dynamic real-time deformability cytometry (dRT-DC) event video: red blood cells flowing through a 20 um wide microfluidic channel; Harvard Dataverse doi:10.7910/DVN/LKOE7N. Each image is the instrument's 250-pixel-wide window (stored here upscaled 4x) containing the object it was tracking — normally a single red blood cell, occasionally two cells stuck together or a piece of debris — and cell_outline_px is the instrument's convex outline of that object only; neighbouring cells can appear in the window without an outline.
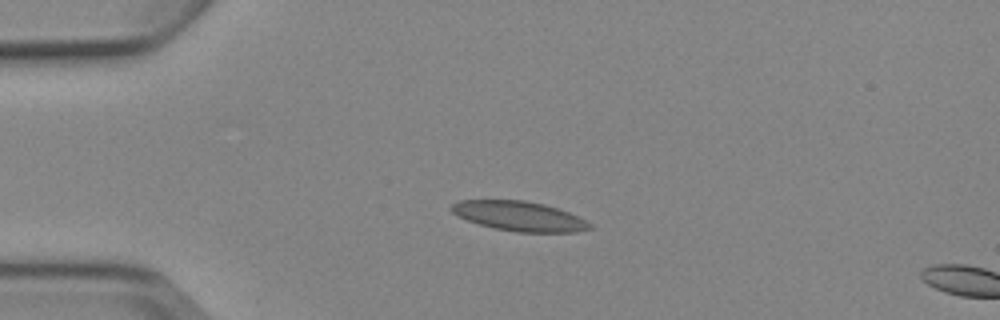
{"species": "Egyptian fruit bat (a non-hibernating species)", "species_latin": "Rousettus aegyptiacus", "temperature_condition": "cold", "stored_images_in_passage": 5, "camera_frame_rate_fps": 3000, "um_per_image_px": 0.085, "animal": {"sex": "female"}, "frame": {"image": 1, "passage_image": 4, "time_ms": 3.333, "image_size_px": [1000, 320], "cell_outline_px": [[592, 228], [576, 232], [516, 232], [496, 228], [480, 224], [468, 220], [452, 212], [448, 208], [452, 204], [460, 200], [524, 200], [544, 204], [568, 212], [592, 224]], "centroid_in_image_um": [44.13, 18.37], "position_along_channel_um": 40.9, "area_um2": 23.64}}